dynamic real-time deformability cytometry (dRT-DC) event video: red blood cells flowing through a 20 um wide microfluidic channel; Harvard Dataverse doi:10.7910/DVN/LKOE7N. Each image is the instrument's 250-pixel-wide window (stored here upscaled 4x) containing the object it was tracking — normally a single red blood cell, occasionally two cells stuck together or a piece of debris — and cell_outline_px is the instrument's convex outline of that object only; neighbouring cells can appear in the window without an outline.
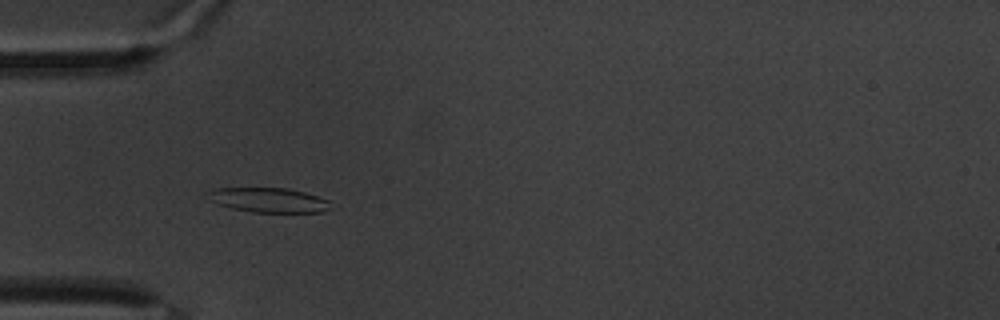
{"species": "common noctule bat (a hibernating species)", "species_latin": "Nyctalus noctula", "temperature_condition": "warm", "stored_images_in_passage": 54, "camera_frame_rate_fps": 3000, "um_per_image_px": 0.085, "animal": {"sex": "male", "body_mass_g": 20.1, "forearm_length_mm": 53.5}, "frame": {"image": 1, "passage_image": 19, "time_ms": 6.0, "image_size_px": [1000, 320], "cell_outline_px": [[328, 208], [324, 212], [252, 212], [232, 208], [216, 204], [208, 200], [204, 192], [216, 188], [288, 188], [304, 192], [328, 200]], "centroid_in_image_um": [22.72, 17.0], "position_along_channel_um": 62.3, "area_um2": 17.63}}
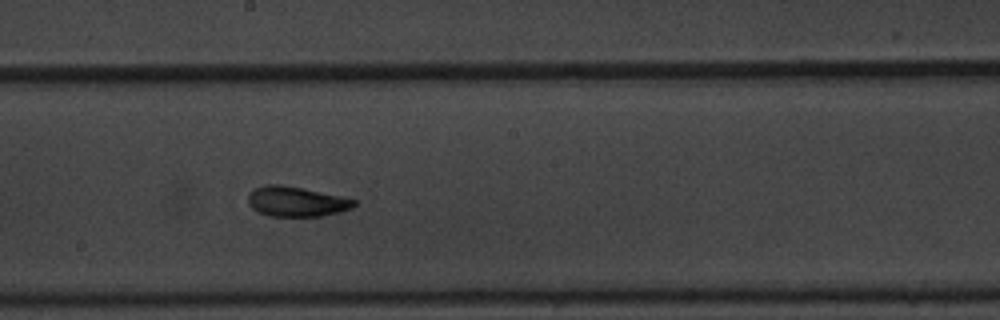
{"frame": {"image": 2, "passage_image": 34, "time_ms": 11.0, "image_size_px": [1000, 320], "cell_outline_px": [[356, 204], [352, 208], [340, 212], [320, 216], [268, 216], [256, 212], [248, 204], [248, 196], [256, 188], [264, 184], [280, 184], [300, 188], [356, 200]], "centroid_in_image_um": [25.14, 17.15], "position_along_channel_um": 223.1, "area_um2": 18.32}}
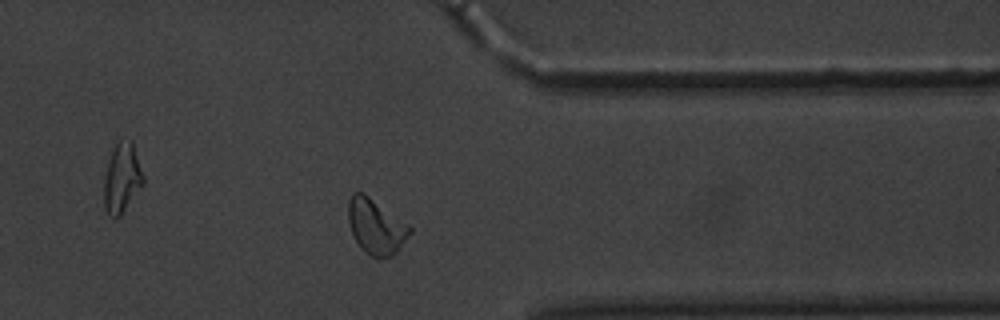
{"frame": {"image": 3, "passage_image": 49, "time_ms": 16.0, "image_size_px": [1000, 320], "cell_outline_px": [[412, 232], [396, 252], [392, 256], [372, 256], [364, 252], [360, 248], [352, 232], [348, 220], [348, 200], [352, 192], [364, 192], [408, 224], [412, 228]], "centroid_in_image_um": [31.94, 19.22], "position_along_channel_um": 379.5, "area_um2": 19.65}, "authors_computed_cell_mechanics": {"area_um2": 19.0162, "velocity_mm_per_s": 3.2517, "shape_relaxation_time_tau1_ms": 4.6179, "shape_relaxation_time_tau2_ms": 2.8, "deformation_change_tau1": 0.1431, "deformation_change_tau2": 0.0859}}